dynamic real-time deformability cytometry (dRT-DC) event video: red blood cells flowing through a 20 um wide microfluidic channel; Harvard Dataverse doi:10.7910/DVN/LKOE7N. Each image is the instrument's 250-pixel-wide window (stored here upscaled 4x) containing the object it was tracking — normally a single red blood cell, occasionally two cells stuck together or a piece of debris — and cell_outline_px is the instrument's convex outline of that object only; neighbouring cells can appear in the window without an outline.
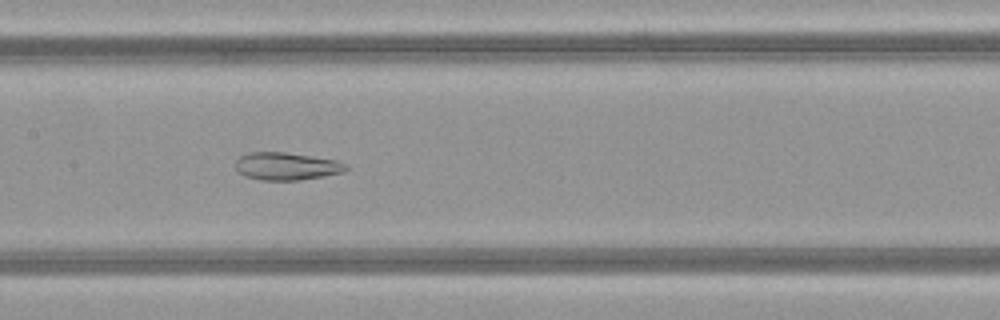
{"species": "common noctule bat (a hibernating species)", "species_latin": "Nyctalus noctula", "temperature_condition": "warm", "stored_images_in_passage": 38, "camera_frame_rate_fps": 3000, "um_per_image_px": 0.085, "animal": {"sex": "female", "body_mass_g": 21.9}, "frame": {"image": 1, "passage_image": 13, "time_ms": 4.0, "image_size_px": [1000, 320], "cell_outline_px": [[348, 168], [344, 172], [324, 176], [300, 180], [260, 180], [244, 176], [236, 168], [236, 160], [240, 156], [248, 152], [284, 152], [312, 156], [336, 160], [348, 164]], "centroid_in_image_um": [24.37, 14.13], "position_along_channel_um": 183.0, "area_um2": 17.86}}
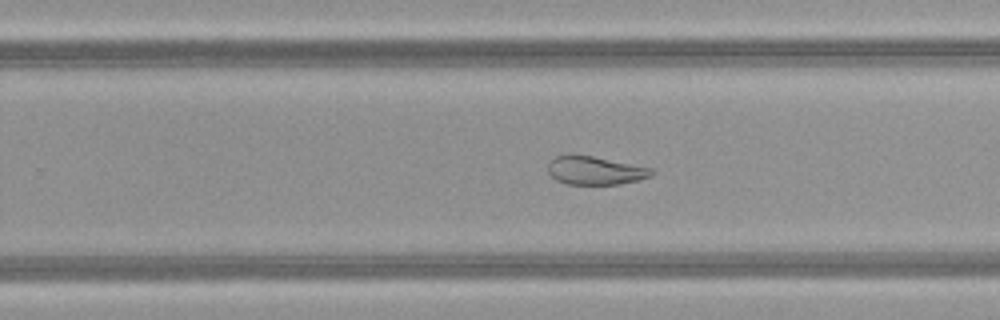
{"frame": {"image": 2, "passage_image": 20, "time_ms": 6.333, "image_size_px": [1000, 320], "cell_outline_px": [[656, 172], [652, 176], [640, 180], [620, 184], [568, 184], [556, 180], [548, 172], [548, 164], [556, 156], [592, 156], [652, 168]], "centroid_in_image_um": [50.65, 14.51], "position_along_channel_um": 279.2, "area_um2": 16.88}}
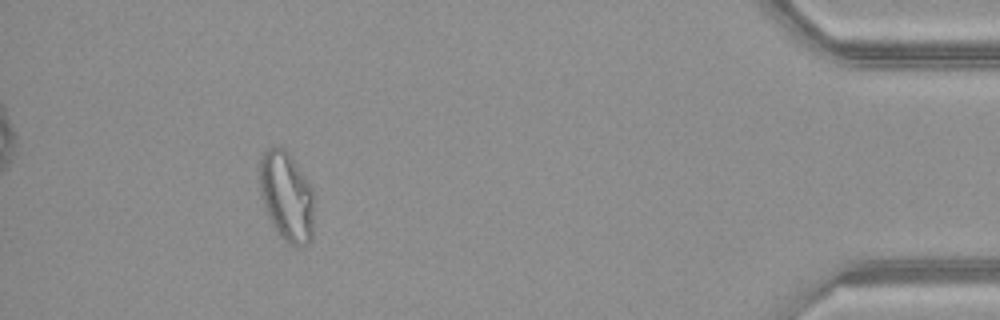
{"frame": {"image": 3, "passage_image": 34, "time_ms": 11.0, "image_size_px": [1000, 320], "cell_outline_px": [[312, 240], [308, 244], [300, 248], [296, 248], [284, 240], [276, 232], [268, 216], [260, 196], [260, 160], [264, 152], [268, 148], [284, 148], [288, 152], [312, 188]], "centroid_in_image_um": [24.35, 16.75], "position_along_channel_um": 410.9, "area_um2": 28.26}, "authors_computed_cell_mechanics": {"area_um2": 23.0333, "velocity_mm_per_s": 4.1404, "shape_relaxation_time_tau1_ms": null, "shape_relaxation_time_tau2_ms": 1.7699, "deformation_change_tau1": null, "deformation_change_tau2": 0.0779}}